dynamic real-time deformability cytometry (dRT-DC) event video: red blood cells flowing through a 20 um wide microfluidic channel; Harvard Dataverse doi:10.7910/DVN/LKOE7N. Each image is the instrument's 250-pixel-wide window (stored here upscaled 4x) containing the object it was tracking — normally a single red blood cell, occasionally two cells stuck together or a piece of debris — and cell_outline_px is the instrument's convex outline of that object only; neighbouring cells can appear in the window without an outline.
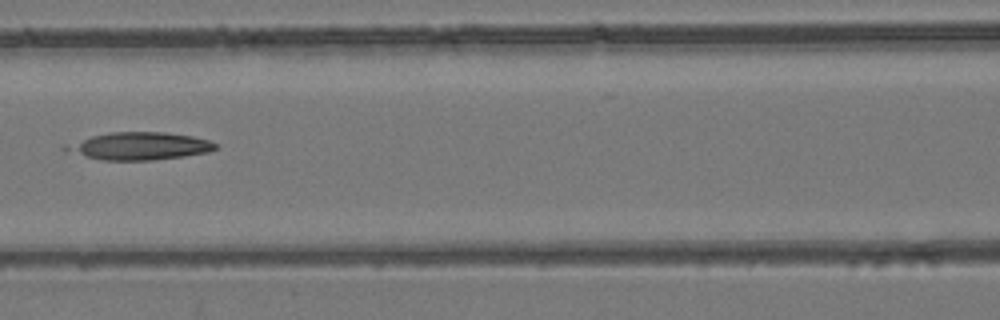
{"species": "common noctule bat (a hibernating species)", "species_latin": "Nyctalus noctula", "temperature_condition": "room temperature", "stored_images_in_passage": 8, "camera_frame_rate_fps": 3000, "um_per_image_px": 0.085, "animal": {"sex": "female", "body_mass_g": 24.6, "forearm_length_mm": 56.2}, "frame": {"image": 1, "passage_image": 8, "time_ms": 8.0, "image_size_px": [1000, 320], "cell_outline_px": [[216, 148], [208, 152], [184, 156], [152, 160], [104, 160], [88, 156], [60, 148], [64, 144], [92, 136], [112, 132], [164, 132], [192, 136], [208, 140], [216, 144]], "centroid_in_image_um": [11.86, 12.41], "position_along_channel_um": 154.7, "area_um2": 23.64}}